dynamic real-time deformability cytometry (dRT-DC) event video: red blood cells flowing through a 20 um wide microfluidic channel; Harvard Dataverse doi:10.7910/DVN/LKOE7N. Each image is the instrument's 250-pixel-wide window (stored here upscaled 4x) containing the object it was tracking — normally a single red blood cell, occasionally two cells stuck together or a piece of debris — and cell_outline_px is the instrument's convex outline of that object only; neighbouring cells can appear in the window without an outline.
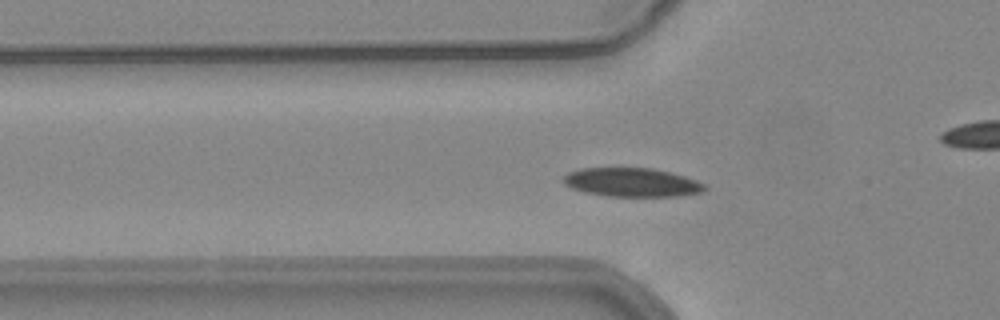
{"species": "common noctule bat (a hibernating species)", "species_latin": "Nyctalus noctula", "temperature_condition": "warm", "stored_images_in_passage": 39, "camera_frame_rate_fps": 3000, "um_per_image_px": 0.085, "animal": {"sex": "female", "body_mass_g": 24.6, "forearm_length_mm": 56.2}, "frame": {"image": 1, "passage_image": 3, "time_ms": 0.667, "image_size_px": [1000, 320], "cell_outline_px": [[708, 188], [700, 192], [680, 196], [608, 196], [584, 192], [572, 188], [564, 184], [560, 180], [568, 172], [580, 168], [652, 168], [684, 176], [696, 180], [704, 184]], "centroid_in_image_um": [53.66, 15.5], "position_along_channel_um": 72.1, "area_um2": 23.7}}
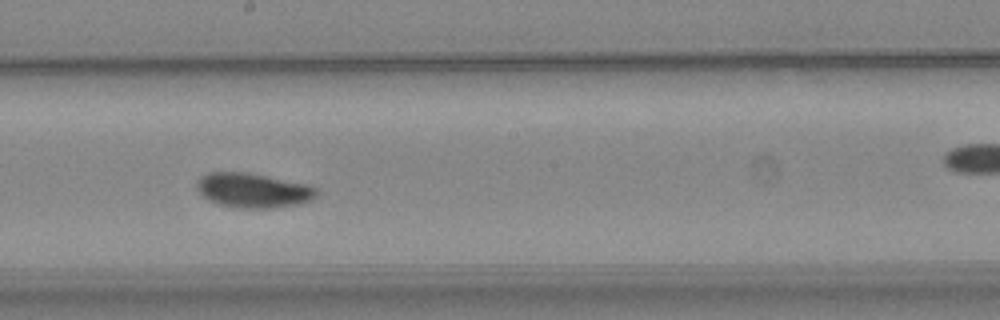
{"frame": {"image": 2, "passage_image": 15, "time_ms": 4.667, "image_size_px": [1000, 320], "cell_outline_px": [[320, 192], [312, 200], [300, 204], [272, 208], [240, 208], [220, 204], [208, 200], [196, 188], [196, 180], [200, 176], [208, 172], [248, 172], [308, 184], [316, 188]], "centroid_in_image_um": [21.53, 16.17], "position_along_channel_um": 226.7, "area_um2": 24.39}}
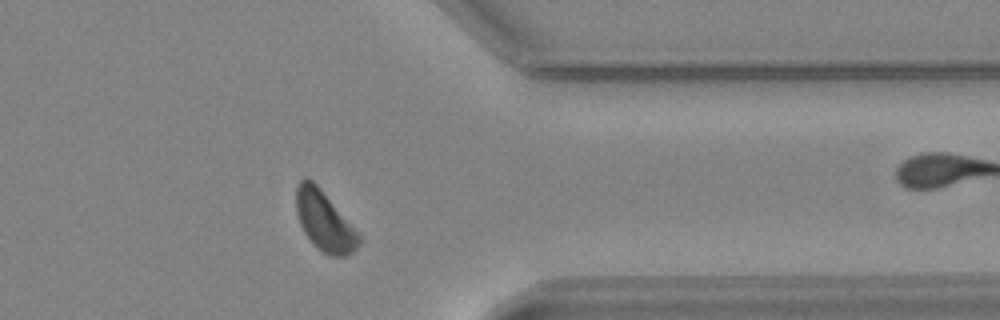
{"frame": {"image": 3, "passage_image": 28, "time_ms": 9.0, "image_size_px": [1000, 320], "cell_outline_px": [[364, 240], [352, 252], [344, 256], [328, 256], [316, 248], [312, 244], [304, 232], [300, 224], [296, 212], [296, 188], [300, 180], [304, 176], [312, 180], [320, 188], [360, 232]], "centroid_in_image_um": [27.61, 18.81], "position_along_channel_um": 383.8, "area_um2": 22.31}, "authors_computed_cell_mechanics": {"area_um2": 23.1778, "velocity_mm_per_s": 3.8504, "shape_relaxation_time_tau1_ms": 2.896, "shape_relaxation_time_tau2_ms": null, "deformation_change_tau1": 0.111, "deformation_change_tau2": null}}